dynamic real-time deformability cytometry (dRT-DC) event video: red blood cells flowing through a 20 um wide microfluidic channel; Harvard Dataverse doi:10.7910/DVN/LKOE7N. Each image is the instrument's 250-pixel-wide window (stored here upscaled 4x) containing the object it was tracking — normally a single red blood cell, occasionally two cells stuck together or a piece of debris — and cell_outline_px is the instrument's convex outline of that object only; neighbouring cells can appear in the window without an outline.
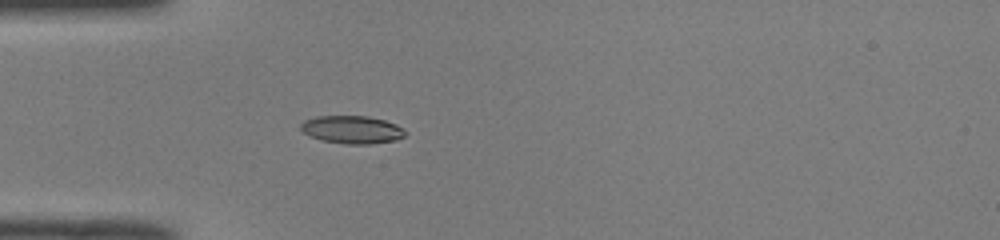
{"species": "common noctule bat (a hibernating species)", "species_latin": "Nyctalus noctula", "temperature_condition": "room temperature", "stored_images_in_passage": 36, "camera_frame_rate_fps": 3000, "um_per_image_px": 0.085, "animal": {"sex": "male", "body_mass_g": 19.0, "forearm_length_mm": 50.8}, "frame": {"image": 1, "passage_image": 1, "time_ms": 0.0, "image_size_px": [1000, 240], "cell_outline_px": [[408, 132], [404, 136], [396, 140], [368, 144], [348, 144], [324, 140], [308, 136], [300, 128], [300, 124], [304, 120], [316, 116], [368, 116], [384, 120], [396, 124], [404, 128]], "centroid_in_image_um": [29.94, 11.01], "position_along_channel_um": 55.1, "area_um2": 16.99}}
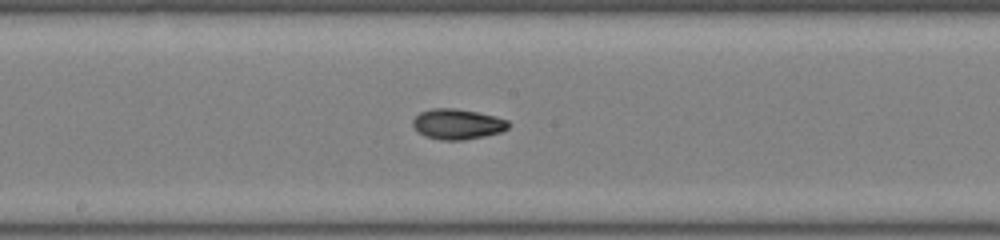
{"frame": {"image": 2, "passage_image": 13, "time_ms": 4.0, "image_size_px": [1000, 240], "cell_outline_px": [[508, 128], [500, 132], [484, 136], [464, 140], [440, 140], [424, 136], [416, 132], [412, 124], [412, 120], [420, 112], [432, 108], [452, 108], [476, 112], [496, 116], [508, 120]], "centroid_in_image_um": [38.84, 10.55], "position_along_channel_um": 209.4, "area_um2": 16.99}}
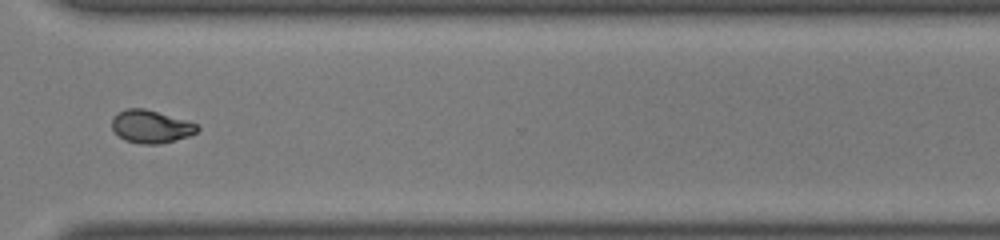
{"frame": {"image": 3, "passage_image": 24, "time_ms": 7.667, "image_size_px": [1000, 240], "cell_outline_px": [[200, 128], [196, 132], [188, 136], [160, 144], [140, 144], [124, 140], [112, 128], [112, 116], [124, 108], [144, 108], [184, 120], [196, 124]], "centroid_in_image_um": [12.78, 10.76], "position_along_channel_um": 357.8, "area_um2": 16.18}, "authors_computed_cell_mechanics": {"area_um2": 16.473, "velocity_mm_per_s": 4.0327, "shape_relaxation_time_tau1_ms": 5.1193, "shape_relaxation_time_tau2_ms": 3.0839, "deformation_change_tau1": 0.1773, "deformation_change_tau2": 0.0565}}